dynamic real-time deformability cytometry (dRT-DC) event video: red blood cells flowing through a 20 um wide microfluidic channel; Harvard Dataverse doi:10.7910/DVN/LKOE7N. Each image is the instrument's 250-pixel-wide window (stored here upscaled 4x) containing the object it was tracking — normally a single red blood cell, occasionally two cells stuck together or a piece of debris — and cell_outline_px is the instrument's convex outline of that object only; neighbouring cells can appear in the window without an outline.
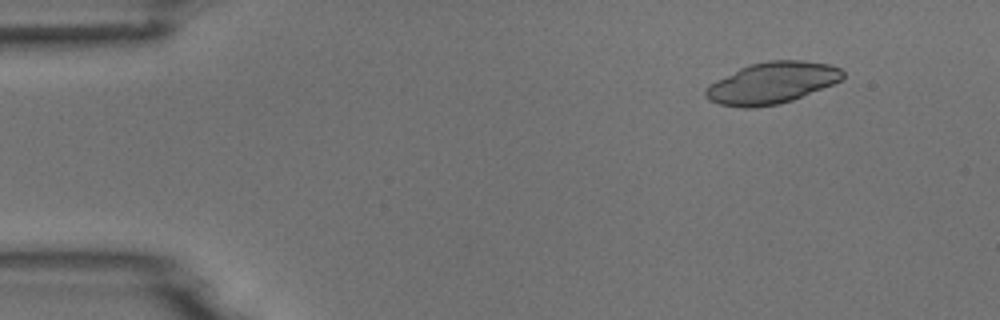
{"species": "common noctule bat (a hibernating species)", "species_latin": "Nyctalus noctula", "temperature_condition": "room temperature", "stored_images_in_passage": 4, "camera_frame_rate_fps": 3000, "um_per_image_px": 0.085, "animal": {"sex": "male", "body_mass_g": 18.8}, "frame": {"image": 1, "passage_image": 2, "time_ms": 1.0, "image_size_px": [1000, 320], "cell_outline_px": [[844, 76], [840, 80], [832, 84], [792, 100], [780, 104], [756, 108], [744, 108], [720, 104], [708, 100], [704, 96], [704, 92], [708, 84], [740, 68], [752, 64], [768, 60], [800, 60], [828, 64], [840, 68], [844, 72]], "centroid_in_image_um": [65.58, 7.06], "position_along_channel_um": 19.4, "area_um2": 33.06}}